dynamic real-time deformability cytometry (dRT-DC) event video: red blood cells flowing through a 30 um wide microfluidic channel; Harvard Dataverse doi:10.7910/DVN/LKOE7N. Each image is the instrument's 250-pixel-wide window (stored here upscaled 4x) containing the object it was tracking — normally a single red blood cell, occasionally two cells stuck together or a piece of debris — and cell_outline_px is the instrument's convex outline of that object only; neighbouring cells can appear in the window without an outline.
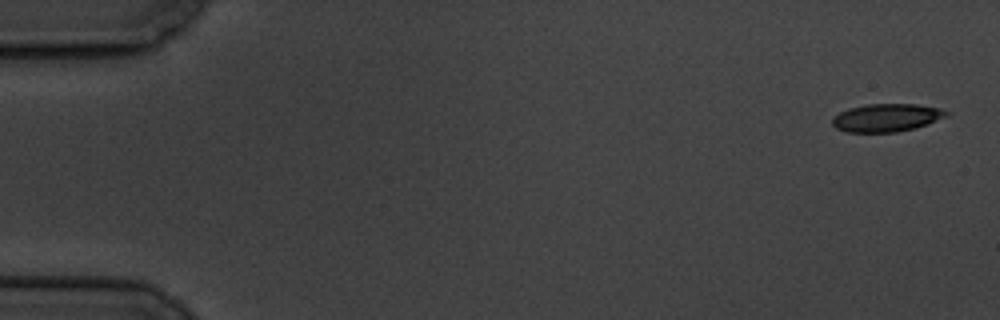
{"species": "common noctule bat (a hibernating species)", "species_latin": "Nyctalus noctula", "temperature_condition": "cold", "stored_images_in_passage": 6, "camera_frame_rate_fps": 3000, "um_per_image_px": 0.085, "animal": {"sex": "male", "body_mass_g": 19.5, "forearm_length_mm": 54.6}, "frame": {"image": 1, "passage_image": 1, "time_ms": 0.0, "image_size_px": [1000, 320], "cell_outline_px": [[952, 112], [948, 116], [928, 124], [916, 128], [896, 132], [848, 132], [836, 128], [832, 124], [832, 116], [848, 108], [868, 104], [916, 104], [940, 108]], "centroid_in_image_um": [75.39, 10.0], "position_along_channel_um": 9.6, "area_um2": 18.79}}